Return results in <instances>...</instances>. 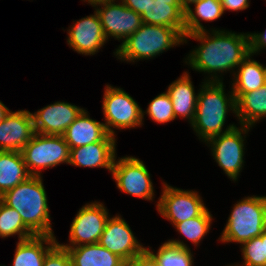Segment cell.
<instances>
[{
	"label": "cell",
	"mask_w": 266,
	"mask_h": 266,
	"mask_svg": "<svg viewBox=\"0 0 266 266\" xmlns=\"http://www.w3.org/2000/svg\"><path fill=\"white\" fill-rule=\"evenodd\" d=\"M72 266H125L127 263L98 243L66 248Z\"/></svg>",
	"instance_id": "obj_22"
},
{
	"label": "cell",
	"mask_w": 266,
	"mask_h": 266,
	"mask_svg": "<svg viewBox=\"0 0 266 266\" xmlns=\"http://www.w3.org/2000/svg\"><path fill=\"white\" fill-rule=\"evenodd\" d=\"M43 266H72L68 250L56 243L46 254Z\"/></svg>",
	"instance_id": "obj_32"
},
{
	"label": "cell",
	"mask_w": 266,
	"mask_h": 266,
	"mask_svg": "<svg viewBox=\"0 0 266 266\" xmlns=\"http://www.w3.org/2000/svg\"><path fill=\"white\" fill-rule=\"evenodd\" d=\"M18 235L19 241L35 236L23 223L20 214L0 200V237Z\"/></svg>",
	"instance_id": "obj_28"
},
{
	"label": "cell",
	"mask_w": 266,
	"mask_h": 266,
	"mask_svg": "<svg viewBox=\"0 0 266 266\" xmlns=\"http://www.w3.org/2000/svg\"><path fill=\"white\" fill-rule=\"evenodd\" d=\"M144 113L148 114L154 122L162 124L175 119L173 105L167 92L156 96L149 103L147 110L143 111V119Z\"/></svg>",
	"instance_id": "obj_30"
},
{
	"label": "cell",
	"mask_w": 266,
	"mask_h": 266,
	"mask_svg": "<svg viewBox=\"0 0 266 266\" xmlns=\"http://www.w3.org/2000/svg\"><path fill=\"white\" fill-rule=\"evenodd\" d=\"M188 72L169 85L167 94L170 96L175 119L187 118L190 124L194 121L198 94H195ZM179 115V116H178Z\"/></svg>",
	"instance_id": "obj_19"
},
{
	"label": "cell",
	"mask_w": 266,
	"mask_h": 266,
	"mask_svg": "<svg viewBox=\"0 0 266 266\" xmlns=\"http://www.w3.org/2000/svg\"><path fill=\"white\" fill-rule=\"evenodd\" d=\"M184 15L180 5L154 2L141 14V19L145 24L174 28L184 37Z\"/></svg>",
	"instance_id": "obj_24"
},
{
	"label": "cell",
	"mask_w": 266,
	"mask_h": 266,
	"mask_svg": "<svg viewBox=\"0 0 266 266\" xmlns=\"http://www.w3.org/2000/svg\"><path fill=\"white\" fill-rule=\"evenodd\" d=\"M242 245L244 266H266V240H262V234L244 242Z\"/></svg>",
	"instance_id": "obj_31"
},
{
	"label": "cell",
	"mask_w": 266,
	"mask_h": 266,
	"mask_svg": "<svg viewBox=\"0 0 266 266\" xmlns=\"http://www.w3.org/2000/svg\"><path fill=\"white\" fill-rule=\"evenodd\" d=\"M201 87L202 89L198 92L195 118L191 126L199 138L206 142L214 136L227 133L237 127L232 124L222 132L228 111L232 110L236 113V99L233 91L229 96L225 94L223 82L205 81Z\"/></svg>",
	"instance_id": "obj_3"
},
{
	"label": "cell",
	"mask_w": 266,
	"mask_h": 266,
	"mask_svg": "<svg viewBox=\"0 0 266 266\" xmlns=\"http://www.w3.org/2000/svg\"><path fill=\"white\" fill-rule=\"evenodd\" d=\"M108 218V212L102 203L93 202L83 206L70 226V245H60L70 248L98 243Z\"/></svg>",
	"instance_id": "obj_11"
},
{
	"label": "cell",
	"mask_w": 266,
	"mask_h": 266,
	"mask_svg": "<svg viewBox=\"0 0 266 266\" xmlns=\"http://www.w3.org/2000/svg\"><path fill=\"white\" fill-rule=\"evenodd\" d=\"M129 266H160L155 257L147 250V248L138 254L129 263Z\"/></svg>",
	"instance_id": "obj_33"
},
{
	"label": "cell",
	"mask_w": 266,
	"mask_h": 266,
	"mask_svg": "<svg viewBox=\"0 0 266 266\" xmlns=\"http://www.w3.org/2000/svg\"><path fill=\"white\" fill-rule=\"evenodd\" d=\"M111 173L117 187L124 193L153 200V183L142 160L127 156L116 161L115 157Z\"/></svg>",
	"instance_id": "obj_9"
},
{
	"label": "cell",
	"mask_w": 266,
	"mask_h": 266,
	"mask_svg": "<svg viewBox=\"0 0 266 266\" xmlns=\"http://www.w3.org/2000/svg\"><path fill=\"white\" fill-rule=\"evenodd\" d=\"M180 6L184 12H186L190 8V4H195L199 0H179Z\"/></svg>",
	"instance_id": "obj_37"
},
{
	"label": "cell",
	"mask_w": 266,
	"mask_h": 266,
	"mask_svg": "<svg viewBox=\"0 0 266 266\" xmlns=\"http://www.w3.org/2000/svg\"><path fill=\"white\" fill-rule=\"evenodd\" d=\"M250 127L241 125L238 127L207 140L212 147L213 159L224 170L225 174L233 181L237 180L244 163V138Z\"/></svg>",
	"instance_id": "obj_8"
},
{
	"label": "cell",
	"mask_w": 266,
	"mask_h": 266,
	"mask_svg": "<svg viewBox=\"0 0 266 266\" xmlns=\"http://www.w3.org/2000/svg\"><path fill=\"white\" fill-rule=\"evenodd\" d=\"M83 110V108L60 101L47 105L34 114L32 113L35 133L63 135Z\"/></svg>",
	"instance_id": "obj_15"
},
{
	"label": "cell",
	"mask_w": 266,
	"mask_h": 266,
	"mask_svg": "<svg viewBox=\"0 0 266 266\" xmlns=\"http://www.w3.org/2000/svg\"><path fill=\"white\" fill-rule=\"evenodd\" d=\"M63 137L70 149L93 142L116 141L115 136L108 134L104 123L91 119L86 110L66 129Z\"/></svg>",
	"instance_id": "obj_17"
},
{
	"label": "cell",
	"mask_w": 266,
	"mask_h": 266,
	"mask_svg": "<svg viewBox=\"0 0 266 266\" xmlns=\"http://www.w3.org/2000/svg\"><path fill=\"white\" fill-rule=\"evenodd\" d=\"M184 43V37L174 28L142 23L126 41L116 49L118 59L137 61L151 59L171 47Z\"/></svg>",
	"instance_id": "obj_4"
},
{
	"label": "cell",
	"mask_w": 266,
	"mask_h": 266,
	"mask_svg": "<svg viewBox=\"0 0 266 266\" xmlns=\"http://www.w3.org/2000/svg\"><path fill=\"white\" fill-rule=\"evenodd\" d=\"M262 240H266V230L262 233Z\"/></svg>",
	"instance_id": "obj_41"
},
{
	"label": "cell",
	"mask_w": 266,
	"mask_h": 266,
	"mask_svg": "<svg viewBox=\"0 0 266 266\" xmlns=\"http://www.w3.org/2000/svg\"><path fill=\"white\" fill-rule=\"evenodd\" d=\"M94 12V15L78 20L67 30V43L80 54L94 55L106 43L100 18L96 10Z\"/></svg>",
	"instance_id": "obj_16"
},
{
	"label": "cell",
	"mask_w": 266,
	"mask_h": 266,
	"mask_svg": "<svg viewBox=\"0 0 266 266\" xmlns=\"http://www.w3.org/2000/svg\"><path fill=\"white\" fill-rule=\"evenodd\" d=\"M84 1H87L92 6L95 7V6H99V5H102V4H105V3H109V2H112V1H116V0H84Z\"/></svg>",
	"instance_id": "obj_39"
},
{
	"label": "cell",
	"mask_w": 266,
	"mask_h": 266,
	"mask_svg": "<svg viewBox=\"0 0 266 266\" xmlns=\"http://www.w3.org/2000/svg\"><path fill=\"white\" fill-rule=\"evenodd\" d=\"M10 113V110L0 101V122Z\"/></svg>",
	"instance_id": "obj_38"
},
{
	"label": "cell",
	"mask_w": 266,
	"mask_h": 266,
	"mask_svg": "<svg viewBox=\"0 0 266 266\" xmlns=\"http://www.w3.org/2000/svg\"><path fill=\"white\" fill-rule=\"evenodd\" d=\"M212 35L201 31L184 36V42L186 37L201 42L185 62L196 71L215 74H211L212 79L206 82H222L216 75L218 71H233L250 54L249 34L216 29L212 30Z\"/></svg>",
	"instance_id": "obj_1"
},
{
	"label": "cell",
	"mask_w": 266,
	"mask_h": 266,
	"mask_svg": "<svg viewBox=\"0 0 266 266\" xmlns=\"http://www.w3.org/2000/svg\"><path fill=\"white\" fill-rule=\"evenodd\" d=\"M250 53L238 66L232 83L233 93H247L259 89L266 84L265 69L262 64L252 60Z\"/></svg>",
	"instance_id": "obj_25"
},
{
	"label": "cell",
	"mask_w": 266,
	"mask_h": 266,
	"mask_svg": "<svg viewBox=\"0 0 266 266\" xmlns=\"http://www.w3.org/2000/svg\"><path fill=\"white\" fill-rule=\"evenodd\" d=\"M99 6L101 8L97 6L96 12L107 40L113 36L118 40L124 39V42L142 25L141 15L126 7L123 2L116 4L112 1Z\"/></svg>",
	"instance_id": "obj_13"
},
{
	"label": "cell",
	"mask_w": 266,
	"mask_h": 266,
	"mask_svg": "<svg viewBox=\"0 0 266 266\" xmlns=\"http://www.w3.org/2000/svg\"><path fill=\"white\" fill-rule=\"evenodd\" d=\"M46 196L42 177L31 175L0 196V200L20 214L34 235L54 236Z\"/></svg>",
	"instance_id": "obj_2"
},
{
	"label": "cell",
	"mask_w": 266,
	"mask_h": 266,
	"mask_svg": "<svg viewBox=\"0 0 266 266\" xmlns=\"http://www.w3.org/2000/svg\"><path fill=\"white\" fill-rule=\"evenodd\" d=\"M121 2L140 15L147 10L151 4H154V0H121Z\"/></svg>",
	"instance_id": "obj_35"
},
{
	"label": "cell",
	"mask_w": 266,
	"mask_h": 266,
	"mask_svg": "<svg viewBox=\"0 0 266 266\" xmlns=\"http://www.w3.org/2000/svg\"><path fill=\"white\" fill-rule=\"evenodd\" d=\"M98 244L118 255L127 264L146 249L134 237L130 226L121 216L108 218Z\"/></svg>",
	"instance_id": "obj_12"
},
{
	"label": "cell",
	"mask_w": 266,
	"mask_h": 266,
	"mask_svg": "<svg viewBox=\"0 0 266 266\" xmlns=\"http://www.w3.org/2000/svg\"><path fill=\"white\" fill-rule=\"evenodd\" d=\"M212 216L206 208L199 216L179 222L174 226L185 238L198 245L203 237L209 232Z\"/></svg>",
	"instance_id": "obj_29"
},
{
	"label": "cell",
	"mask_w": 266,
	"mask_h": 266,
	"mask_svg": "<svg viewBox=\"0 0 266 266\" xmlns=\"http://www.w3.org/2000/svg\"><path fill=\"white\" fill-rule=\"evenodd\" d=\"M158 261L160 266H192L193 255L189 247L179 240H168L154 254L147 249Z\"/></svg>",
	"instance_id": "obj_27"
},
{
	"label": "cell",
	"mask_w": 266,
	"mask_h": 266,
	"mask_svg": "<svg viewBox=\"0 0 266 266\" xmlns=\"http://www.w3.org/2000/svg\"><path fill=\"white\" fill-rule=\"evenodd\" d=\"M115 144V141H99L70 149L69 164L89 168L101 167L112 172L116 157Z\"/></svg>",
	"instance_id": "obj_18"
},
{
	"label": "cell",
	"mask_w": 266,
	"mask_h": 266,
	"mask_svg": "<svg viewBox=\"0 0 266 266\" xmlns=\"http://www.w3.org/2000/svg\"><path fill=\"white\" fill-rule=\"evenodd\" d=\"M102 104L104 125L109 135L115 136L111 127L126 129L142 126V109L122 88L106 85Z\"/></svg>",
	"instance_id": "obj_7"
},
{
	"label": "cell",
	"mask_w": 266,
	"mask_h": 266,
	"mask_svg": "<svg viewBox=\"0 0 266 266\" xmlns=\"http://www.w3.org/2000/svg\"><path fill=\"white\" fill-rule=\"evenodd\" d=\"M56 243V237L49 235H35L19 241L16 246L13 266H43L47 252Z\"/></svg>",
	"instance_id": "obj_20"
},
{
	"label": "cell",
	"mask_w": 266,
	"mask_h": 266,
	"mask_svg": "<svg viewBox=\"0 0 266 266\" xmlns=\"http://www.w3.org/2000/svg\"><path fill=\"white\" fill-rule=\"evenodd\" d=\"M223 10L239 11L249 7L248 0H220Z\"/></svg>",
	"instance_id": "obj_36"
},
{
	"label": "cell",
	"mask_w": 266,
	"mask_h": 266,
	"mask_svg": "<svg viewBox=\"0 0 266 266\" xmlns=\"http://www.w3.org/2000/svg\"><path fill=\"white\" fill-rule=\"evenodd\" d=\"M195 12L191 7L184 15V35L206 31L200 23V19L205 21H213L222 16L224 13L220 0H199L195 3ZM195 13V14H194Z\"/></svg>",
	"instance_id": "obj_26"
},
{
	"label": "cell",
	"mask_w": 266,
	"mask_h": 266,
	"mask_svg": "<svg viewBox=\"0 0 266 266\" xmlns=\"http://www.w3.org/2000/svg\"><path fill=\"white\" fill-rule=\"evenodd\" d=\"M30 176L21 152L0 151V196Z\"/></svg>",
	"instance_id": "obj_23"
},
{
	"label": "cell",
	"mask_w": 266,
	"mask_h": 266,
	"mask_svg": "<svg viewBox=\"0 0 266 266\" xmlns=\"http://www.w3.org/2000/svg\"><path fill=\"white\" fill-rule=\"evenodd\" d=\"M250 53L253 55L266 47V31L249 34Z\"/></svg>",
	"instance_id": "obj_34"
},
{
	"label": "cell",
	"mask_w": 266,
	"mask_h": 266,
	"mask_svg": "<svg viewBox=\"0 0 266 266\" xmlns=\"http://www.w3.org/2000/svg\"><path fill=\"white\" fill-rule=\"evenodd\" d=\"M154 2H162V3L170 4V5H180L179 0H154Z\"/></svg>",
	"instance_id": "obj_40"
},
{
	"label": "cell",
	"mask_w": 266,
	"mask_h": 266,
	"mask_svg": "<svg viewBox=\"0 0 266 266\" xmlns=\"http://www.w3.org/2000/svg\"><path fill=\"white\" fill-rule=\"evenodd\" d=\"M21 153L28 173L33 176H41V169L70 161V148L63 135L35 133Z\"/></svg>",
	"instance_id": "obj_6"
},
{
	"label": "cell",
	"mask_w": 266,
	"mask_h": 266,
	"mask_svg": "<svg viewBox=\"0 0 266 266\" xmlns=\"http://www.w3.org/2000/svg\"><path fill=\"white\" fill-rule=\"evenodd\" d=\"M236 99V113L240 124L252 127L266 117V84L247 93H233Z\"/></svg>",
	"instance_id": "obj_21"
},
{
	"label": "cell",
	"mask_w": 266,
	"mask_h": 266,
	"mask_svg": "<svg viewBox=\"0 0 266 266\" xmlns=\"http://www.w3.org/2000/svg\"><path fill=\"white\" fill-rule=\"evenodd\" d=\"M163 186L157 210L173 225L197 217L206 209L198 192L174 188L166 183Z\"/></svg>",
	"instance_id": "obj_10"
},
{
	"label": "cell",
	"mask_w": 266,
	"mask_h": 266,
	"mask_svg": "<svg viewBox=\"0 0 266 266\" xmlns=\"http://www.w3.org/2000/svg\"><path fill=\"white\" fill-rule=\"evenodd\" d=\"M265 230L266 196H248L234 205L220 241L243 244Z\"/></svg>",
	"instance_id": "obj_5"
},
{
	"label": "cell",
	"mask_w": 266,
	"mask_h": 266,
	"mask_svg": "<svg viewBox=\"0 0 266 266\" xmlns=\"http://www.w3.org/2000/svg\"><path fill=\"white\" fill-rule=\"evenodd\" d=\"M35 134L32 113L11 112L0 122V151L21 152Z\"/></svg>",
	"instance_id": "obj_14"
}]
</instances>
